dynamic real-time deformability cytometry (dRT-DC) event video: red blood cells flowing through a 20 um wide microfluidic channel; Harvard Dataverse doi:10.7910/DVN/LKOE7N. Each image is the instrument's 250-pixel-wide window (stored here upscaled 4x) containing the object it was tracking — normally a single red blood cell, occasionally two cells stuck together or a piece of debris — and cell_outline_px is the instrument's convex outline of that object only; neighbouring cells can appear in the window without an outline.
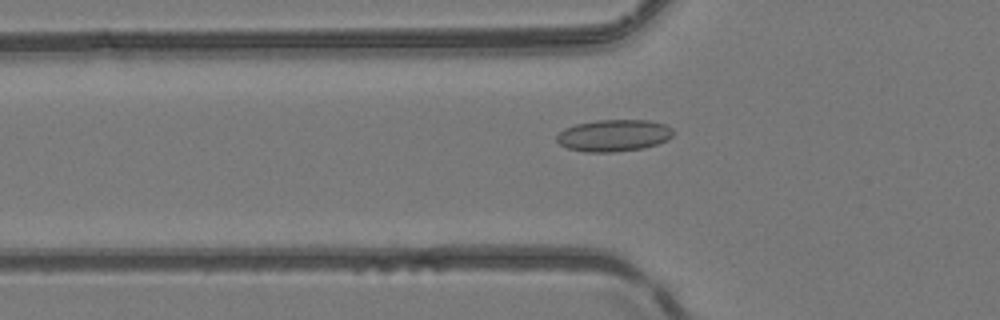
{"species": "common noctule bat (a hibernating species)", "species_latin": "Nyctalus noctula", "temperature_condition": "room temperature", "stored_images_in_passage": 48, "camera_frame_rate_fps": 3000, "um_per_image_px": 0.085, "animal": {"sex": "female", "body_mass_g": 24.6, "forearm_length_mm": 56.2}, "frame": {"image": 1, "passage_image": 15, "time_ms": 4.667, "image_size_px": [1000, 320], "cell_outline_px": [[676, 132], [668, 140], [644, 148], [616, 152], [584, 152], [568, 148], [560, 144], [556, 140], [556, 136], [564, 128], [576, 124], [596, 120], [648, 120], [664, 124], [672, 128]], "centroid_in_image_um": [52.19, 11.51], "position_along_channel_um": 73.6, "area_um2": 21.79}}
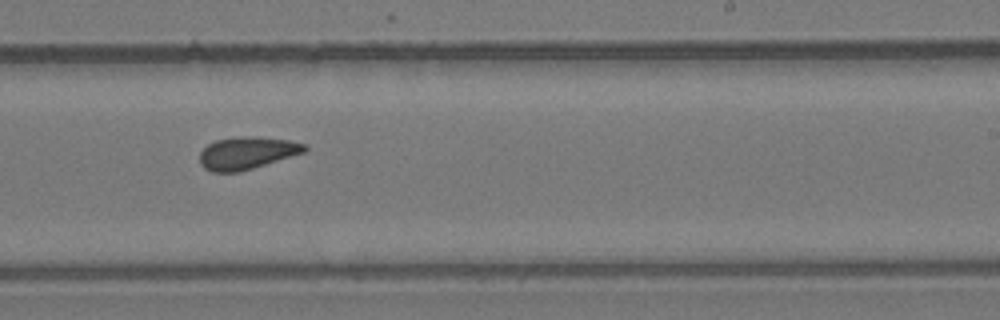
{"frame": {"image": 2, "passage_image": 29, "time_ms": 9.333, "image_size_px": [1000, 320], "cell_outline_px": [[308, 148], [304, 152], [240, 172], [212, 172], [204, 168], [200, 164], [200, 152], [208, 144], [216, 140], [240, 136], [252, 136], [288, 140], [304, 144]], "centroid_in_image_um": [20.95, 13.01], "position_along_channel_um": 268.0, "area_um2": 19.65}}
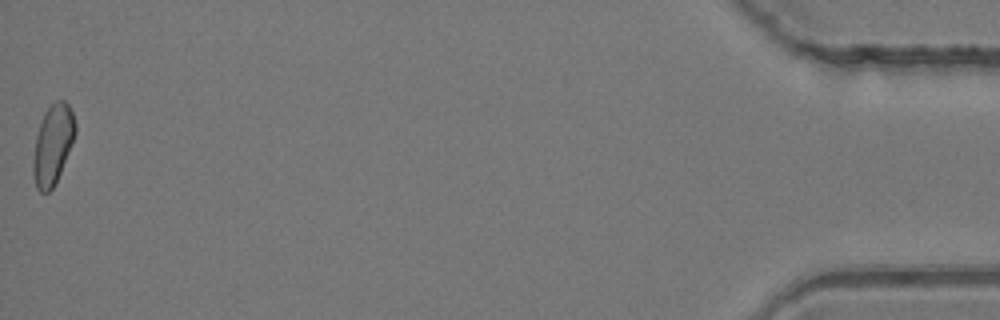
{"frame": {"image": 3, "passage_image": 48, "time_ms": 15.667, "image_size_px": [1000, 320], "cell_outline_px": [[76, 132], [60, 172], [52, 188], [48, 192], [40, 192], [36, 188], [32, 172], [32, 160], [36, 136], [44, 112], [56, 100], [64, 100], [68, 104], [72, 112], [76, 124]], "centroid_in_image_um": [4.47, 12.28], "position_along_channel_um": 430.7, "area_um2": 19.36}, "authors_computed_cell_mechanics": {"area_um2": 19.652, "velocity_mm_per_s": 4.1412, "shape_relaxation_time_tau1_ms": null, "shape_relaxation_time_tau2_ms": 1.7593, "deformation_change_tau1": null, "deformation_change_tau2": 0.0829}}